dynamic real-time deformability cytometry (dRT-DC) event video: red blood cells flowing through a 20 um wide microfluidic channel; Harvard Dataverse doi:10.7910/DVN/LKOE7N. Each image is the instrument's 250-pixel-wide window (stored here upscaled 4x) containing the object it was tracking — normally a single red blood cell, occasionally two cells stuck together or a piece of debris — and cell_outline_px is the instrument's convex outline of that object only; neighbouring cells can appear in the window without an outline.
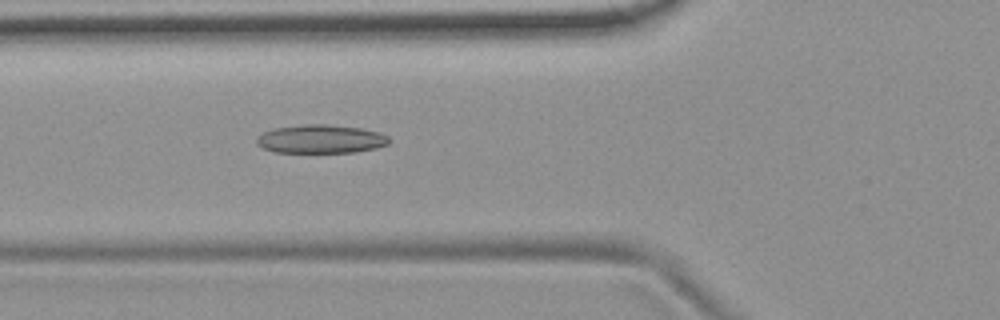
{"species": "common noctule bat (a hibernating species)", "species_latin": "Nyctalus noctula", "temperature_condition": "room temperature", "stored_images_in_passage": 54, "camera_frame_rate_fps": 3000, "um_per_image_px": 0.085, "animal": {"sex": "female", "body_mass_g": 19.9}, "frame": {"image": 1, "passage_image": 20, "time_ms": 6.333, "image_size_px": [1000, 320], "cell_outline_px": [[392, 140], [388, 144], [376, 148], [356, 152], [272, 152], [256, 144], [256, 136], [272, 128], [304, 124], [324, 124], [360, 128], [380, 132], [388, 136]], "centroid_in_image_um": [27.26, 11.81], "position_along_channel_um": 98.5, "area_um2": 22.2}}
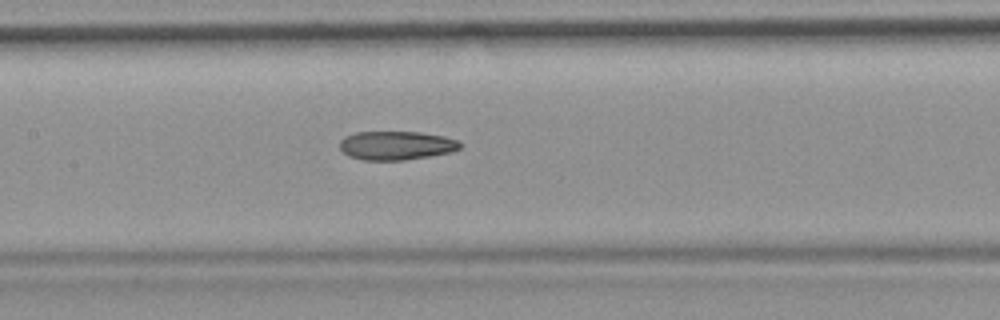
{"frame": {"image": 2, "passage_image": 26, "time_ms": 8.333, "image_size_px": [1000, 320], "cell_outline_px": [[464, 144], [460, 148], [452, 152], [404, 160], [364, 160], [348, 156], [340, 148], [340, 140], [344, 136], [356, 132], [420, 132], [444, 136], [456, 140]], "centroid_in_image_um": [33.68, 12.36], "position_along_channel_um": 173.7, "area_um2": 20.23}}
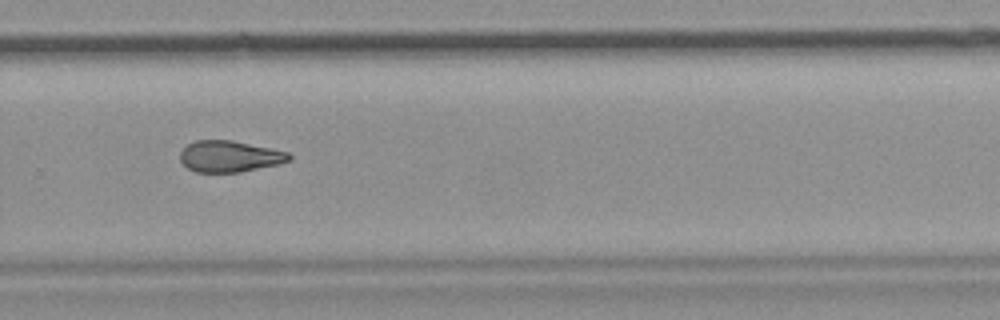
{"frame": {"image": 3, "passage_image": 37, "time_ms": 12.0, "image_size_px": [1000, 320], "cell_outline_px": [[292, 160], [280, 164], [240, 172], [196, 172], [188, 168], [180, 160], [180, 152], [188, 144], [196, 140], [232, 140], [272, 148], [288, 152], [292, 156]], "centroid_in_image_um": [19.55, 13.29], "position_along_channel_um": 310.2, "area_um2": 20.0}, "authors_computed_cell_mechanics": {"area_um2": 21.4149, "velocity_mm_per_s": 3.7409, "shape_relaxation_time_tau1_ms": null, "shape_relaxation_time_tau2_ms": 5.6586, "deformation_change_tau1": null, "deformation_change_tau2": 0.1403}}